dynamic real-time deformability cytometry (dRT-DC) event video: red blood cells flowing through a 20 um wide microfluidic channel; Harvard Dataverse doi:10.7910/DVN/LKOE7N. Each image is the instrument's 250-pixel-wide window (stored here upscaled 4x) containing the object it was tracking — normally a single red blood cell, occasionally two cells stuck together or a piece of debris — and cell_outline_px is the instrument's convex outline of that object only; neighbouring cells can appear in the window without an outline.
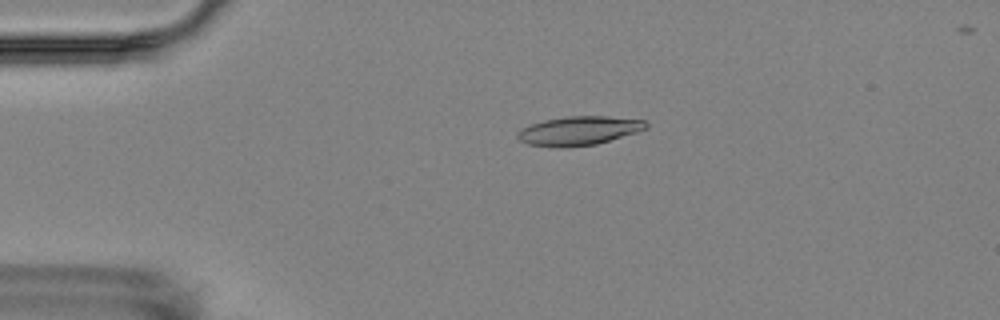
{"species": "Egyptian fruit bat (a non-hibernating species)", "species_latin": "Rousettus aegyptiacus", "temperature_condition": "room temperature", "stored_images_in_passage": 6, "camera_frame_rate_fps": 3000, "um_per_image_px": 0.085, "animal": {"sex": "female"}, "frame": {"image": 1, "passage_image": 4, "time_ms": 3.667, "image_size_px": [1000, 320], "cell_outline_px": [[648, 128], [636, 132], [596, 144], [564, 148], [556, 148], [528, 144], [520, 140], [516, 136], [520, 128], [544, 120], [568, 116], [608, 116], [644, 120], [648, 124]], "centroid_in_image_um": [49.18, 11.12], "position_along_channel_um": 35.8, "area_um2": 21.68}}